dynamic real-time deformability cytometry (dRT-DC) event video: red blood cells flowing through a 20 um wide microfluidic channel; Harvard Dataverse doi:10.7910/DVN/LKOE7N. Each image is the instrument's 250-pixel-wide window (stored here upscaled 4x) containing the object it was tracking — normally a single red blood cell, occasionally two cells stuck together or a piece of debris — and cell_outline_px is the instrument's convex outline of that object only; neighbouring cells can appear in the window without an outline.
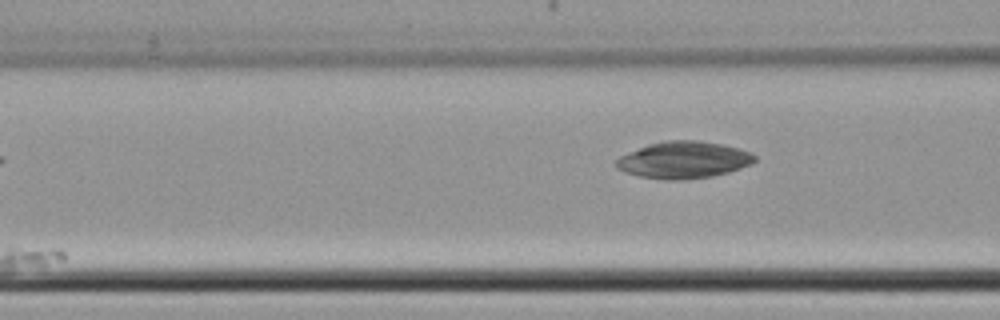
{"species": "common noctule bat (a hibernating species)", "species_latin": "Nyctalus noctula", "temperature_condition": "cold", "stored_images_in_passage": 8, "camera_frame_rate_fps": 3000, "um_per_image_px": 0.085, "animal": {"sex": "female", "body_mass_g": 22.7, "forearm_length_mm": 54.2}, "frame": {"image": 1, "passage_image": 8, "time_ms": 9.333, "image_size_px": [1000, 320], "cell_outline_px": [[756, 160], [752, 164], [728, 172], [712, 176], [676, 180], [668, 180], [640, 176], [624, 172], [616, 168], [616, 160], [620, 156], [628, 152], [648, 144], [664, 140], [700, 140], [724, 144], [740, 148], [752, 152], [756, 156]], "centroid_in_image_um": [58.13, 13.58], "position_along_channel_um": 108.5, "area_um2": 29.94}}